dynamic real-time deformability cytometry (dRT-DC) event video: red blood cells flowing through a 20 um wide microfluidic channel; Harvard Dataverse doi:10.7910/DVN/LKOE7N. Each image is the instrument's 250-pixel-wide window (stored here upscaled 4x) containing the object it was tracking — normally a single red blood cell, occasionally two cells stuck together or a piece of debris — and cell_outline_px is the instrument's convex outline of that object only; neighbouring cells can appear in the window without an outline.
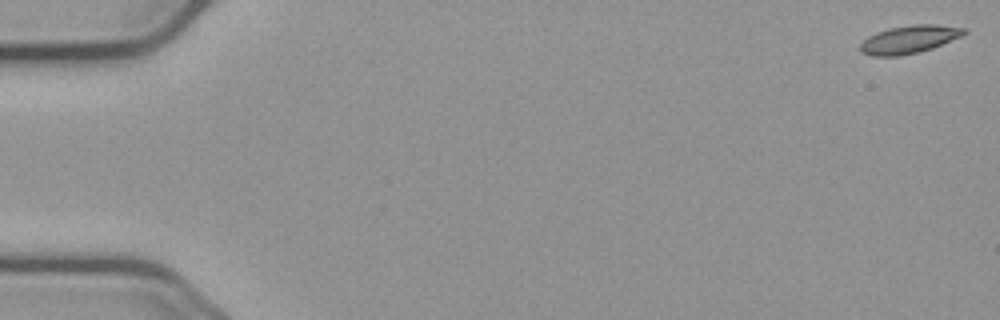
{"species": "common noctule bat (a hibernating species)", "species_latin": "Nyctalus noctula", "temperature_condition": "cold", "stored_images_in_passage": 53, "camera_frame_rate_fps": 3000, "um_per_image_px": 0.085, "animal": {"sex": "male", "body_mass_g": 23.1, "forearm_length_mm": 52.7}, "frame": {"image": 1, "passage_image": 1, "time_ms": 0.0, "image_size_px": [1000, 320], "cell_outline_px": [[968, 32], [960, 36], [932, 48], [916, 52], [896, 56], [872, 56], [860, 52], [860, 44], [868, 36], [876, 32], [888, 28], [912, 24], [936, 24], [964, 28]], "centroid_in_image_um": [77.24, 3.34], "position_along_channel_um": 7.8, "area_um2": 16.76}}
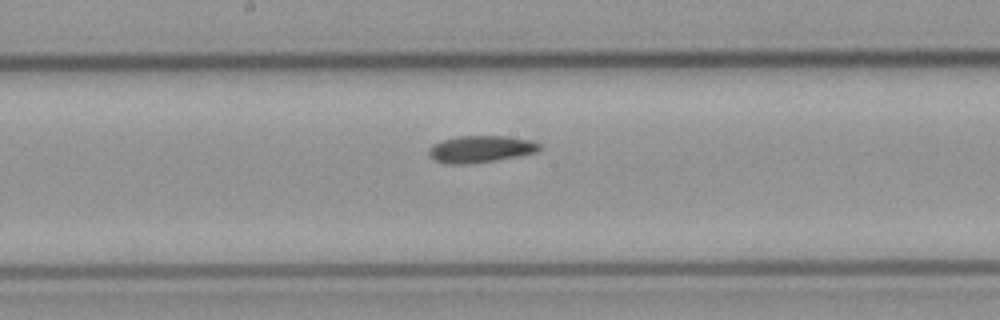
{"frame": {"image": 2, "passage_image": 30, "time_ms": 9.667, "image_size_px": [1000, 320], "cell_outline_px": [[540, 148], [536, 152], [496, 160], [464, 164], [448, 164], [436, 160], [428, 156], [428, 152], [432, 144], [456, 136], [504, 136], [528, 140], [540, 144]], "centroid_in_image_um": [40.8, 12.67], "position_along_channel_um": 207.4, "area_um2": 17.05}}
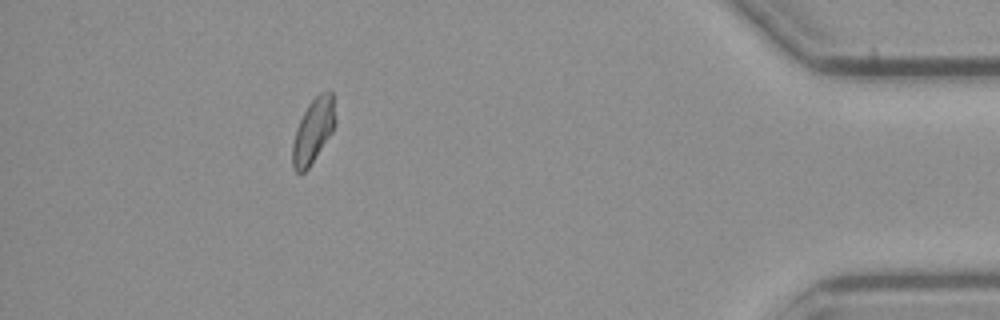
{"frame": {"image": 3, "passage_image": 51, "time_ms": 16.667, "image_size_px": [1000, 320], "cell_outline_px": [[336, 124], [332, 132], [308, 168], [304, 172], [296, 172], [292, 168], [292, 144], [296, 128], [308, 104], [320, 92], [332, 92], [336, 120]], "centroid_in_image_um": [26.62, 11.12], "position_along_channel_um": 408.6, "area_um2": 15.95}, "authors_computed_cell_mechanics": {"area_um2": 16.762, "velocity_mm_per_s": 3.665, "shape_relaxation_time_tau1_ms": null, "shape_relaxation_time_tau2_ms": 5.9151, "deformation_change_tau1": null, "deformation_change_tau2": 0.0986}}